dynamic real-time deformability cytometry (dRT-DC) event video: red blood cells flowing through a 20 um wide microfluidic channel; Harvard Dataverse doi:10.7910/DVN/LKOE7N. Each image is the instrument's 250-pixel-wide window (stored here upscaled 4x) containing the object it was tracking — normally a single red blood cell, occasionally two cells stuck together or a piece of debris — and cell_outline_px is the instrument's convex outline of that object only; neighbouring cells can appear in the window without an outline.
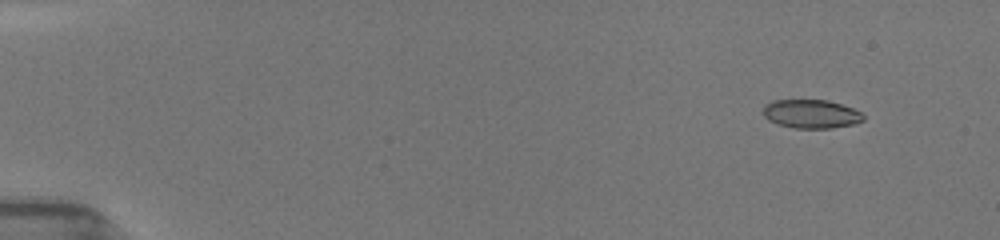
{"species": "common noctule bat (a hibernating species)", "species_latin": "Nyctalus noctula", "temperature_condition": "room temperature", "stored_images_in_passage": 31, "camera_frame_rate_fps": 3000, "um_per_image_px": 0.085, "animal": {"sex": "female", "body_mass_g": 19.5, "forearm_length_mm": 54.1}, "frame": {"image": 1, "passage_image": 4, "time_ms": 1.333, "image_size_px": [1000, 240], "cell_outline_px": [[864, 120], [852, 124], [828, 128], [796, 128], [780, 124], [768, 120], [764, 116], [764, 104], [772, 100], [828, 100], [852, 108], [860, 112], [864, 116]], "centroid_in_image_um": [68.93, 9.67], "position_along_channel_um": 16.1, "area_um2": 16.53}}
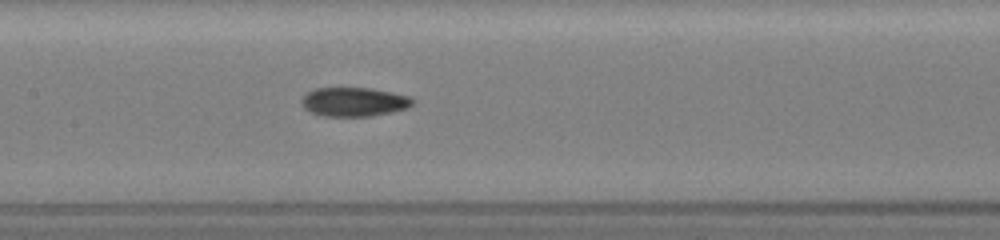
{"frame": {"image": 2, "passage_image": 17, "time_ms": 8.667, "image_size_px": [1000, 240], "cell_outline_px": [[412, 104], [408, 108], [372, 116], [328, 116], [312, 112], [304, 108], [304, 96], [308, 92], [316, 88], [372, 88], [392, 92], [408, 96], [412, 100]], "centroid_in_image_um": [30.13, 8.65], "position_along_channel_um": 177.3, "area_um2": 18.38}}
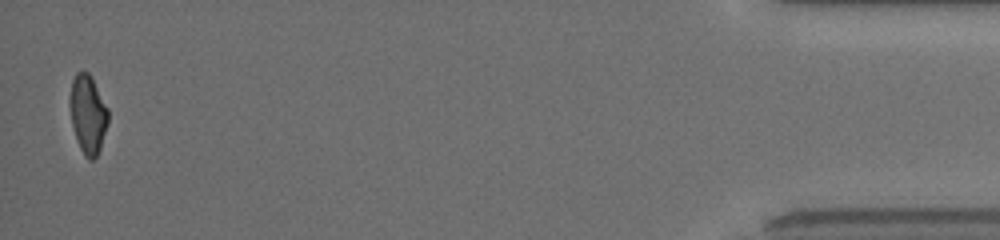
{"frame": {"image": 3, "passage_image": 31, "time_ms": 17.0, "image_size_px": [1000, 240], "cell_outline_px": [[108, 124], [100, 148], [96, 156], [92, 160], [88, 160], [84, 156], [76, 140], [72, 124], [72, 80], [76, 72], [88, 72], [92, 76], [108, 108]], "centroid_in_image_um": [7.51, 9.73], "position_along_channel_um": 427.7, "area_um2": 17.17}, "authors_computed_cell_mechanics": {"area_um2": 17.6868, "velocity_mm_per_s": 3.9656, "shape_relaxation_time_tau1_ms": null, "shape_relaxation_time_tau2_ms": 2.167, "deformation_change_tau1": null, "deformation_change_tau2": 0.0603}}